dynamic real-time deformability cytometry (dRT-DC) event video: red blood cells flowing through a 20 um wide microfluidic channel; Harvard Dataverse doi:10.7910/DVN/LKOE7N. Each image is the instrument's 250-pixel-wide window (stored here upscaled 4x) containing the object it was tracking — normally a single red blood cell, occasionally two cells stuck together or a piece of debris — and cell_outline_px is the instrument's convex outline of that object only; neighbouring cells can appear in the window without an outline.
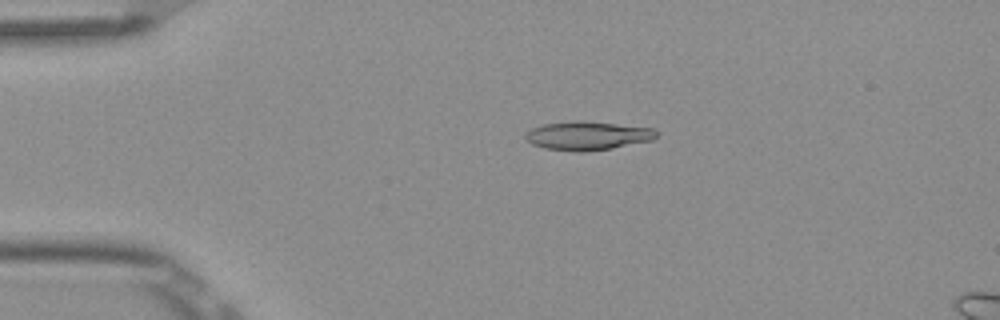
{"species": "Egyptian fruit bat (a non-hibernating species)", "species_latin": "Rousettus aegyptiacus", "temperature_condition": "room temperature", "stored_images_in_passage": 6, "camera_frame_rate_fps": 3000, "um_per_image_px": 0.085, "frame": {"image": 1, "passage_image": 4, "time_ms": 1.0, "image_size_px": [1000, 320], "cell_outline_px": [[656, 136], [652, 140], [612, 148], [584, 152], [576, 152], [544, 148], [532, 144], [524, 136], [524, 132], [532, 128], [544, 124], [576, 120], [616, 124], [652, 128], [656, 132]], "centroid_in_image_um": [49.89, 11.54], "position_along_channel_um": 35.1, "area_um2": 21.73}}